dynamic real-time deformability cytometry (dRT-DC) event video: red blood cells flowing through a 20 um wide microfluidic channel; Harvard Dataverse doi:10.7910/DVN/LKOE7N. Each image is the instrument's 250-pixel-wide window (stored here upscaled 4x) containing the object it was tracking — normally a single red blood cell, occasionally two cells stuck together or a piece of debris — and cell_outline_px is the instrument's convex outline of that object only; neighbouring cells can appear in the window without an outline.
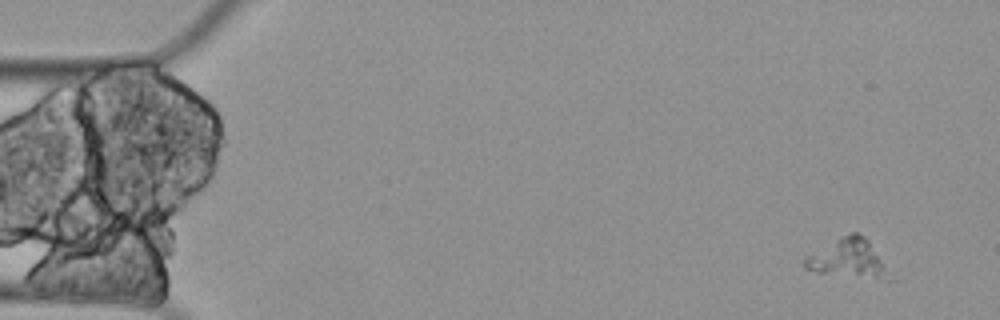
{"species": "Egyptian fruit bat (a non-hibernating species)", "species_latin": "Rousettus aegyptiacus", "temperature_condition": "cold", "stored_images_in_passage": 9, "camera_frame_rate_fps": 3000, "um_per_image_px": 0.085, "animal": {"sex": "female"}, "frame": {"image": 1, "passage_image": 1, "time_ms": 0.0, "image_size_px": [1000, 320], "cell_outline_px": [[880, 272], [876, 276], [820, 272], [804, 268], [804, 256], [840, 236], [852, 232], [860, 232], [868, 240], [880, 260]], "centroid_in_image_um": [71.84, 21.82], "position_along_channel_um": 13.2, "area_um2": 16.99}}
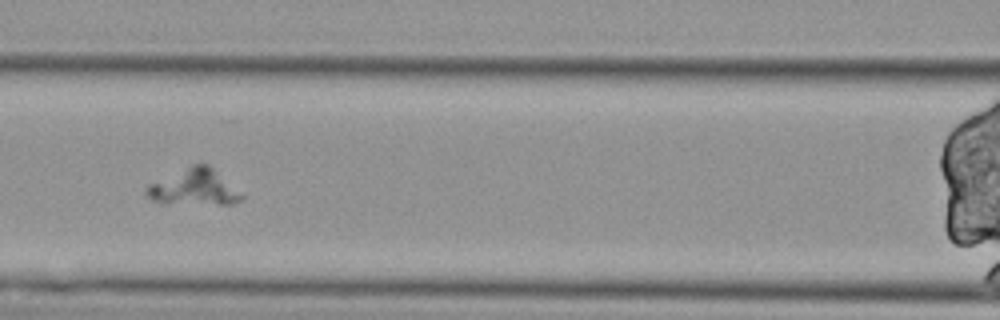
{"frame": {"image": 2, "passage_image": 7, "time_ms": 2.0, "image_size_px": [1000, 320], "cell_outline_px": [[244, 196], [240, 200], [232, 204], [220, 204], [152, 200], [144, 192], [144, 188], [148, 184], [192, 164], [208, 164]], "centroid_in_image_um": [16.49, 15.89], "position_along_channel_um": 150.1, "area_um2": 19.19}}
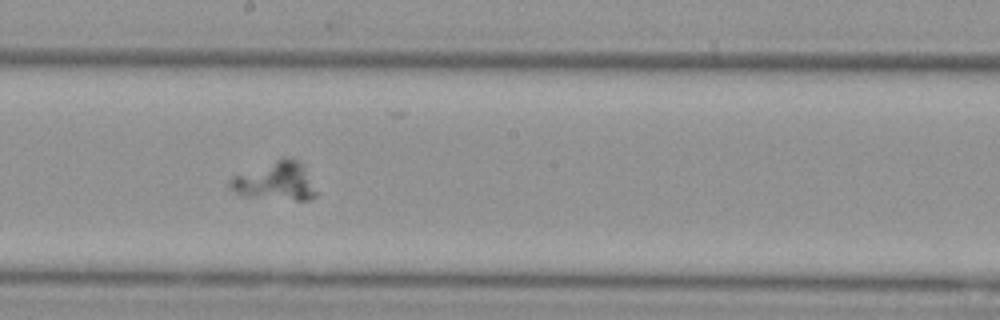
{"frame": {"image": 3, "passage_image": 9, "time_ms": 2.667, "image_size_px": [1000, 320], "cell_outline_px": [[316, 196], [308, 200], [296, 200], [248, 196], [236, 192], [228, 184], [232, 176], [284, 156], [292, 156], [300, 160], [316, 192]], "centroid_in_image_um": [23.42, 15.36], "position_along_channel_um": 224.8, "area_um2": 19.07}}